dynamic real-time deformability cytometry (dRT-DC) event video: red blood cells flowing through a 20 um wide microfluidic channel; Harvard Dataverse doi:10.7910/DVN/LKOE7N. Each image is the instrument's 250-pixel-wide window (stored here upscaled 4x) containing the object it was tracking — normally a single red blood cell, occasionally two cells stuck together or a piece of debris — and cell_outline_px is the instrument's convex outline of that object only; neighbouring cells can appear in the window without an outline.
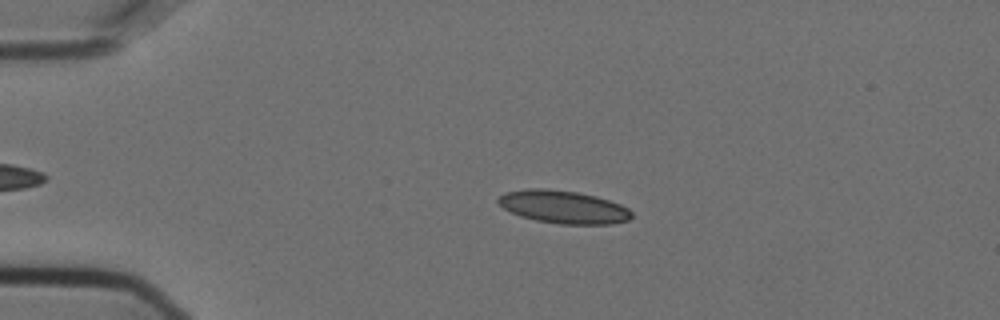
{"species": "Egyptian fruit bat (a non-hibernating species)", "species_latin": "Rousettus aegyptiacus", "temperature_condition": "cold", "stored_images_in_passage": 49, "camera_frame_rate_fps": 3000, "um_per_image_px": 0.085, "animal": {"sex": "female"}, "frame": {"image": 1, "passage_image": 12, "time_ms": 3.667, "image_size_px": [1000, 320], "cell_outline_px": [[632, 216], [628, 220], [612, 224], [560, 224], [536, 220], [520, 216], [504, 208], [496, 200], [504, 192], [528, 188], [548, 188], [576, 192], [596, 196], [620, 204], [628, 208], [632, 212]], "centroid_in_image_um": [47.88, 17.58], "position_along_channel_um": 37.1, "area_um2": 25.55}}
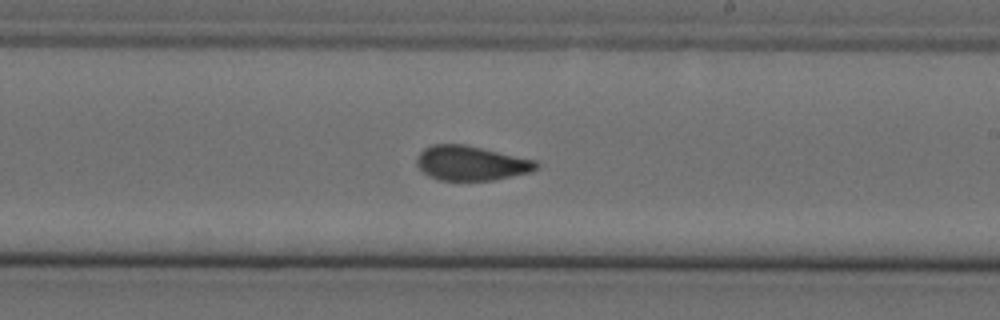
{"frame": {"image": 2, "passage_image": 33, "time_ms": 10.667, "image_size_px": [1000, 320], "cell_outline_px": [[540, 168], [532, 172], [492, 180], [440, 180], [428, 176], [416, 164], [416, 156], [424, 148], [432, 144], [464, 144], [536, 160], [540, 164]], "centroid_in_image_um": [40.06, 13.86], "position_along_channel_um": 248.9, "area_um2": 24.22}}
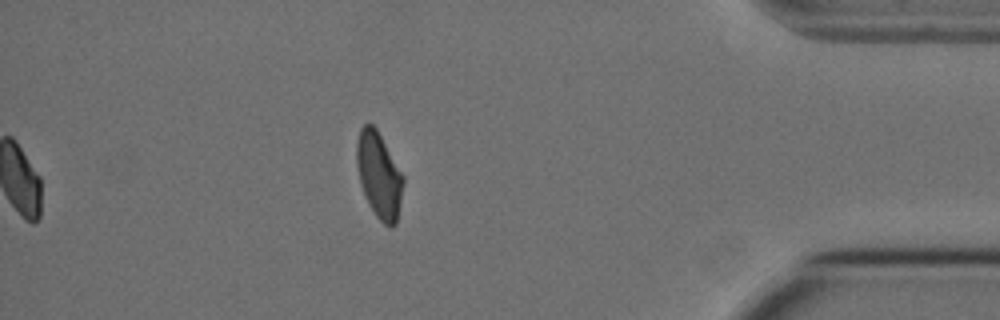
{"frame": {"image": 3, "passage_image": 49, "time_ms": 16.0, "image_size_px": [1000, 320], "cell_outline_px": [[404, 184], [396, 224], [392, 228], [384, 224], [376, 216], [368, 204], [360, 184], [356, 164], [356, 144], [360, 128], [364, 124], [372, 124], [376, 128], [404, 176]], "centroid_in_image_um": [32.21, 14.9], "position_along_channel_um": 403.0, "area_um2": 23.35}, "authors_computed_cell_mechanics": {"area_um2": 24.5072, "velocity_mm_per_s": 3.6009, "shape_relaxation_time_tau1_ms": null, "shape_relaxation_time_tau2_ms": 1.6827, "deformation_change_tau1": null, "deformation_change_tau2": 0.07}}